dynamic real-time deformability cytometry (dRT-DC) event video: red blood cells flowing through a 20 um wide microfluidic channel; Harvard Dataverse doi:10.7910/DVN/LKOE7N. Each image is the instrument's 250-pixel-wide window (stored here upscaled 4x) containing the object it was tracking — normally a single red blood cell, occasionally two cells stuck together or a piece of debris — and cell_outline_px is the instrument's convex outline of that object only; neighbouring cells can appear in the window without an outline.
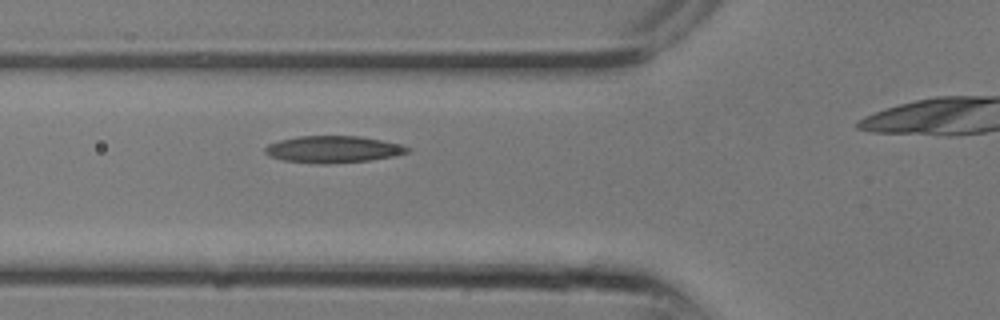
{"species": "common noctule bat (a hibernating species)", "species_latin": "Nyctalus noctula", "temperature_condition": "room temperature", "stored_images_in_passage": 5, "camera_frame_rate_fps": 3000, "um_per_image_px": 0.085, "animal": {"sex": "male", "body_mass_g": 13.3}, "frame": {"image": 1, "passage_image": 4, "time_ms": 1.0, "image_size_px": [1000, 320], "cell_outline_px": [[412, 148], [408, 152], [392, 156], [368, 160], [328, 164], [316, 164], [284, 160], [268, 156], [264, 152], [264, 148], [268, 144], [280, 140], [296, 136], [360, 136], [400, 144]], "centroid_in_image_um": [28.27, 12.69], "position_along_channel_um": 97.5, "area_um2": 22.25}}